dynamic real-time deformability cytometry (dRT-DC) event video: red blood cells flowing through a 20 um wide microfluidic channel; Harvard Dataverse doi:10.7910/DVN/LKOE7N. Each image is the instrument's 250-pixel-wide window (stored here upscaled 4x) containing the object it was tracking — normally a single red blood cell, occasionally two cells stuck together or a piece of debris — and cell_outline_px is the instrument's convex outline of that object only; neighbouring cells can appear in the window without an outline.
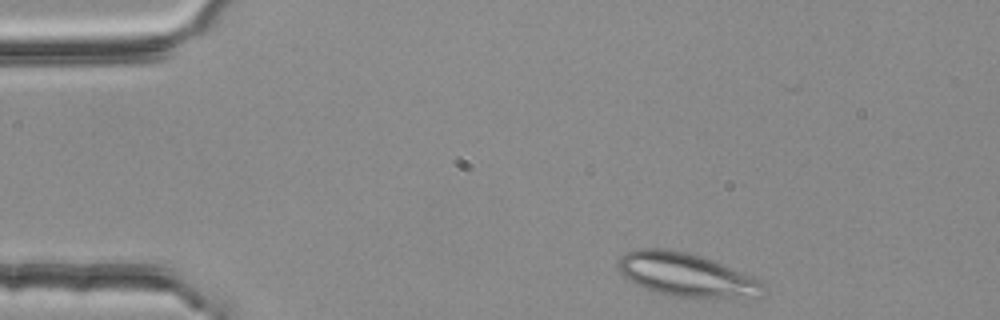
{"species": "common noctule bat (a hibernating species)", "species_latin": "Nyctalus noctula", "temperature_condition": "room temperature", "stored_images_in_passage": 4, "camera_frame_rate_fps": 3000, "um_per_image_px": 0.085, "animal": {"sex": "female", "body_mass_g": 25.1}, "frame": {"image": 1, "passage_image": 1, "time_ms": 0.0, "image_size_px": [1000, 320], "cell_outline_px": [[764, 288], [760, 296], [672, 296], [636, 284], [624, 276], [620, 272], [616, 264], [616, 260], [620, 256], [628, 252], [640, 248], [664, 248], [704, 256], [752, 276], [760, 280], [764, 284]], "centroid_in_image_um": [58.28, 23.31], "position_along_channel_um": 26.7, "area_um2": 35.89}}